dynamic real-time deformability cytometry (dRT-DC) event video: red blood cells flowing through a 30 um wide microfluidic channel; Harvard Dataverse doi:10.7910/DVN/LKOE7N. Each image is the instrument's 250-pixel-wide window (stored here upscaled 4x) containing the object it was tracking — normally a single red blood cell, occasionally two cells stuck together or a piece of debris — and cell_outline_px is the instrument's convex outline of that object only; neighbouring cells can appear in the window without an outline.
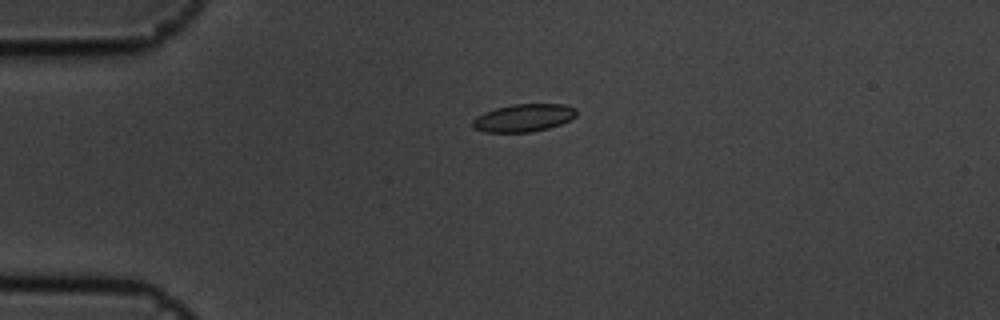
{"species": "common noctule bat (a hibernating species)", "species_latin": "Nyctalus noctula", "temperature_condition": "cold", "stored_images_in_passage": 44, "camera_frame_rate_fps": 3000, "um_per_image_px": 0.085, "animal": {"sex": "male", "body_mass_g": 19.5, "forearm_length_mm": 54.6}, "frame": {"image": 1, "passage_image": 1, "time_ms": 0.0, "image_size_px": [1000, 320], "cell_outline_px": [[576, 116], [560, 124], [548, 128], [532, 132], [484, 132], [472, 128], [472, 120], [476, 116], [484, 112], [496, 108], [512, 104], [564, 104], [576, 108]], "centroid_in_image_um": [44.47, 10.02], "position_along_channel_um": 40.5, "area_um2": 16.82}}
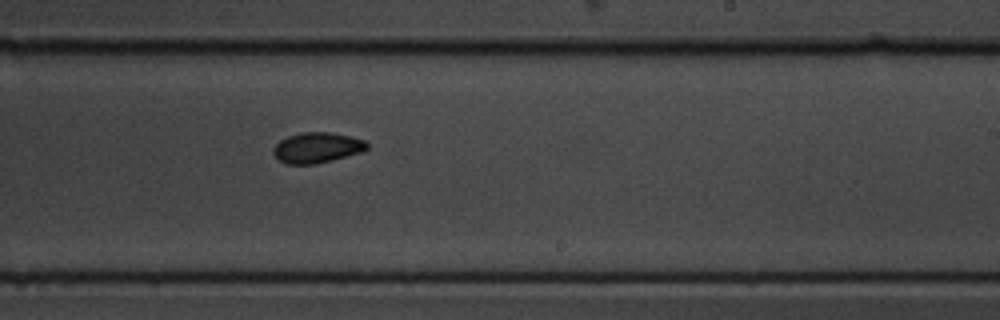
{"frame": {"image": 2, "passage_image": 22, "time_ms": 7.0, "image_size_px": [1000, 320], "cell_outline_px": [[368, 148], [364, 152], [316, 164], [284, 164], [272, 152], [272, 148], [280, 140], [288, 136], [300, 132], [328, 132], [352, 136], [364, 140], [368, 144]], "centroid_in_image_um": [26.96, 12.55], "position_along_channel_um": 262.0, "area_um2": 16.82}}
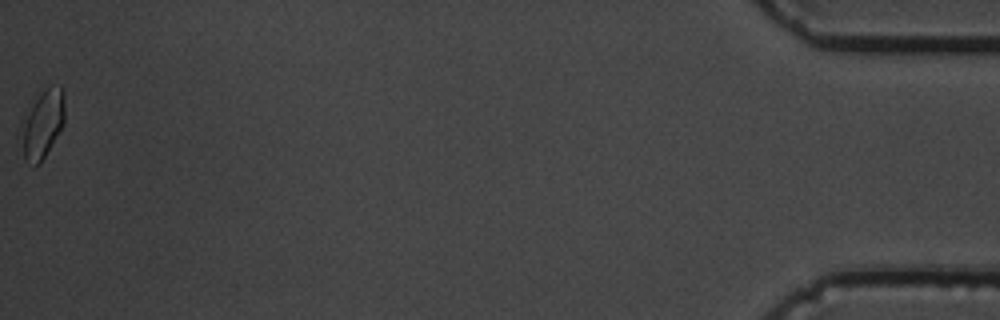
{"frame": {"image": 3, "passage_image": 44, "time_ms": 14.333, "image_size_px": [1000, 320], "cell_outline_px": [[64, 124], [40, 164], [36, 164], [24, 160], [16, 136], [20, 120], [40, 92], [44, 88], [60, 84], [64, 92]], "centroid_in_image_um": [3.53, 10.55], "position_along_channel_um": 431.7, "area_um2": 18.21}, "authors_computed_cell_mechanics": {"area_um2": 16.473, "velocity_mm_per_s": 3.5838, "shape_relaxation_time_tau1_ms": 4.679, "shape_relaxation_time_tau2_ms": 4.4476, "deformation_change_tau1": 0.0835, "deformation_change_tau2": 0.0523}}